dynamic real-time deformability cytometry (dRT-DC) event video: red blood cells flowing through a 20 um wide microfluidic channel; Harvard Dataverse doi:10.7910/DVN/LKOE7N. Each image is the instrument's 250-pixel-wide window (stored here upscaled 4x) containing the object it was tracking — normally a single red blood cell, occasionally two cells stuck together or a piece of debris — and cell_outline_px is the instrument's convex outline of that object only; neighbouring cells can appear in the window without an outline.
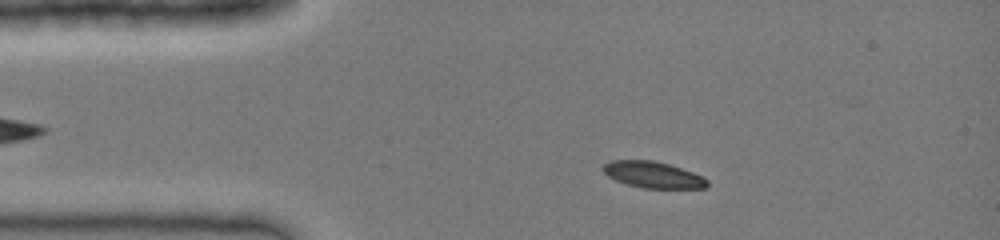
{"species": "common noctule bat (a hibernating species)", "species_latin": "Nyctalus noctula", "temperature_condition": "cold", "stored_images_in_passage": 36, "camera_frame_rate_fps": 3000, "um_per_image_px": 0.085, "animal": {"sex": "female", "body_mass_g": 19.0, "forearm_length_mm": 51.5}, "frame": {"image": 1, "passage_image": 6, "time_ms": 1.667, "image_size_px": [1000, 240], "cell_outline_px": [[708, 184], [704, 188], [640, 188], [616, 180], [608, 176], [600, 168], [608, 160], [652, 160], [668, 164], [704, 176], [708, 180]], "centroid_in_image_um": [55.48, 14.85], "position_along_channel_um": 29.5, "area_um2": 16.01}}
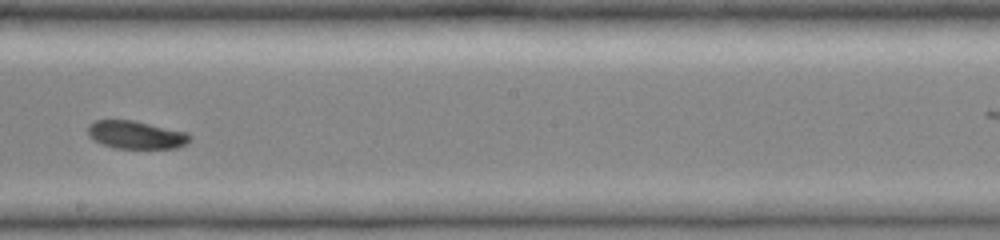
{"frame": {"image": 2, "passage_image": 22, "time_ms": 7.0, "image_size_px": [1000, 240], "cell_outline_px": [[192, 140], [176, 148], [112, 148], [100, 144], [88, 136], [88, 124], [96, 120], [132, 120], [188, 132], [192, 136]], "centroid_in_image_um": [11.55, 11.46], "position_along_channel_um": 236.6, "area_um2": 16.76}}
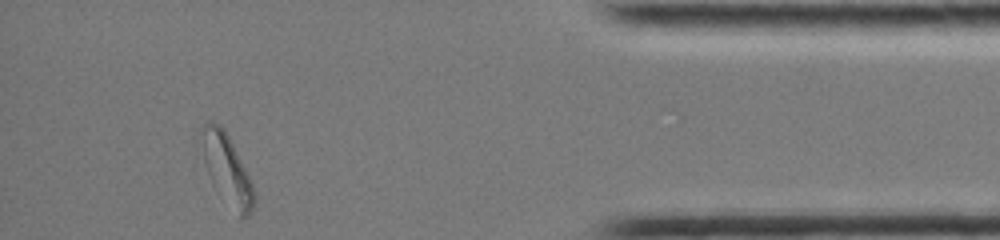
{"frame": {"image": 3, "passage_image": 36, "time_ms": 11.667, "image_size_px": [1000, 240], "cell_outline_px": [[256, 200], [252, 212], [248, 216], [240, 216], [216, 192], [212, 184], [204, 160], [200, 132], [200, 124], [208, 120], [212, 120], [220, 124], [224, 128], [256, 192]], "centroid_in_image_um": [19.26, 14.37], "position_along_channel_um": 415.9, "area_um2": 21.39}}